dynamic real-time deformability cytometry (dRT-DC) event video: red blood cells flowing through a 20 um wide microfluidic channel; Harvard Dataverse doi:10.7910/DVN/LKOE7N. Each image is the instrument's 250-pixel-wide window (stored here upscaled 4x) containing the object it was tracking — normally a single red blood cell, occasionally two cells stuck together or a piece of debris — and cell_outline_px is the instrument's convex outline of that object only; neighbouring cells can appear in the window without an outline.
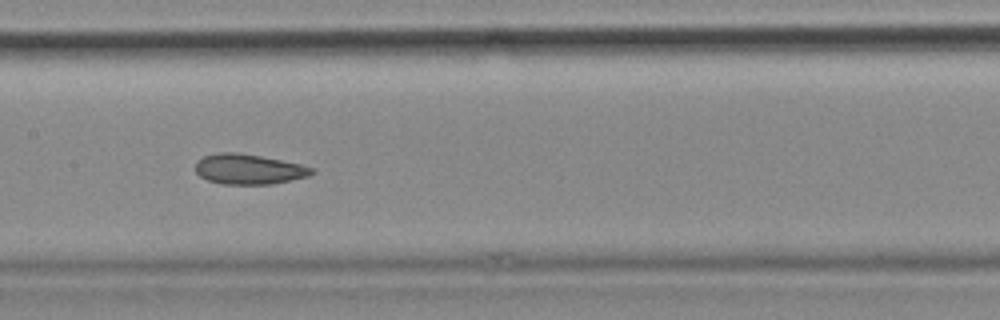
{"species": "common noctule bat (a hibernating species)", "species_latin": "Nyctalus noctula", "temperature_condition": "cold", "stored_images_in_passage": 30, "camera_frame_rate_fps": 3000, "um_per_image_px": 0.085, "animal": {"sex": "female", "body_mass_g": 18.4}, "frame": {"image": 1, "passage_image": 26, "time_ms": 8.333, "image_size_px": [1000, 320], "cell_outline_px": [[316, 172], [308, 176], [272, 184], [224, 184], [208, 180], [200, 176], [196, 172], [196, 160], [204, 156], [216, 152], [240, 152], [300, 164], [316, 168]], "centroid_in_image_um": [21.14, 14.37], "position_along_channel_um": 186.3, "area_um2": 20.52}}